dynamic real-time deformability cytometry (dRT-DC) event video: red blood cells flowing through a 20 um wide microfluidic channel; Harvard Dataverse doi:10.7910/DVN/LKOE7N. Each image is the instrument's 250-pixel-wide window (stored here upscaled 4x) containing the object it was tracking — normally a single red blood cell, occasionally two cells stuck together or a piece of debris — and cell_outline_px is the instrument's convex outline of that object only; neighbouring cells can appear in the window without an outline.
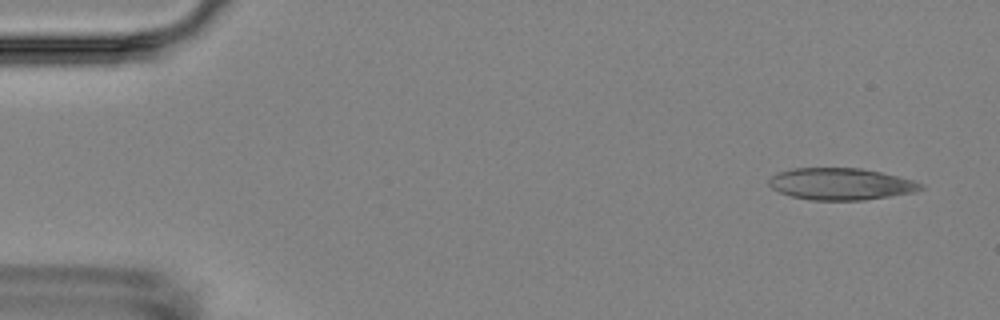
{"species": "Egyptian fruit bat (a non-hibernating species)", "species_latin": "Rousettus aegyptiacus", "temperature_condition": "room temperature", "stored_images_in_passage": 4, "segment_of_instrument_passage": [2, 2], "camera_frame_rate_fps": 3000, "um_per_image_px": 0.085, "animal": {"sex": "female"}, "frame": {"image": 1, "passage_image": 4, "time_ms": 4.333, "image_size_px": [1000, 320], "cell_outline_px": [[924, 188], [912, 192], [864, 200], [812, 200], [792, 196], [780, 192], [772, 188], [768, 184], [768, 180], [776, 172], [792, 168], [860, 168], [880, 172], [912, 180], [924, 184]], "centroid_in_image_um": [71.43, 15.63], "position_along_channel_um": 13.6, "area_um2": 27.98}}